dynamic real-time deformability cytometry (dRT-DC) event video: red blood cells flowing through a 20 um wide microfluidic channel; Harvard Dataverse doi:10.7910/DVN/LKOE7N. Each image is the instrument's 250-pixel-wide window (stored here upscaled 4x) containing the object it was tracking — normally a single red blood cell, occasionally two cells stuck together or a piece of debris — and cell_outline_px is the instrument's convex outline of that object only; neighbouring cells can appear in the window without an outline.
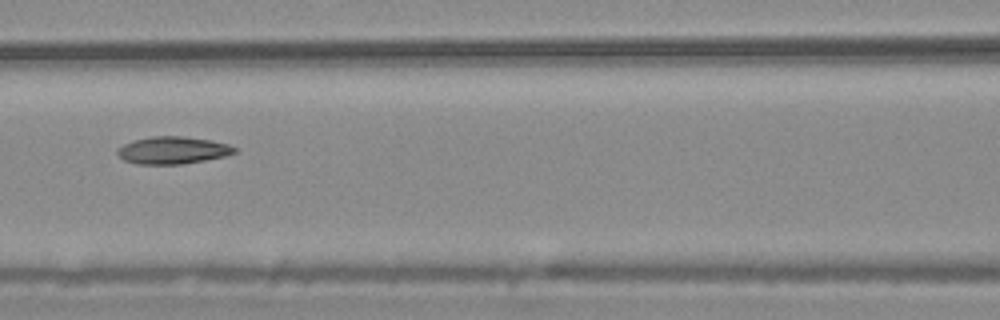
{"species": "common noctule bat (a hibernating species)", "species_latin": "Nyctalus noctula", "temperature_condition": "warm", "stored_images_in_passage": 8, "camera_frame_rate_fps": 3000, "um_per_image_px": 0.085, "animal": {"sex": "male", "body_mass_g": 20.4}, "frame": {"image": 1, "passage_image": 7, "time_ms": 2.0, "image_size_px": [1000, 320], "cell_outline_px": [[236, 152], [224, 156], [204, 160], [180, 164], [136, 164], [124, 160], [116, 152], [124, 144], [136, 140], [152, 136], [184, 136], [212, 140], [228, 144], [236, 148]], "centroid_in_image_um": [14.7, 12.77], "position_along_channel_um": 151.9, "area_um2": 18.44}}
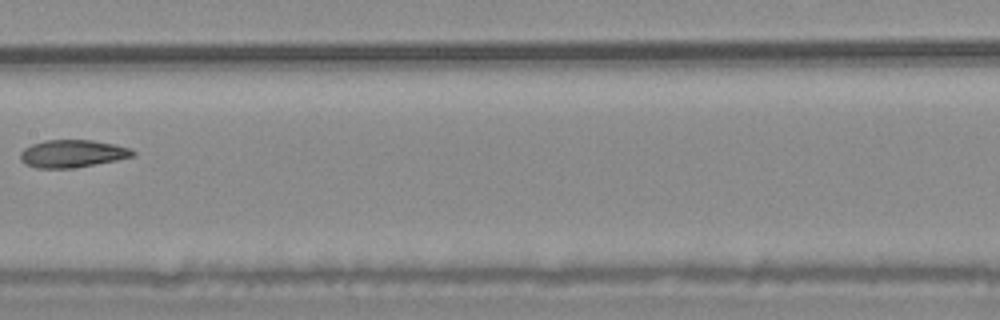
{"frame": {"image": 2, "passage_image": 8, "time_ms": 2.333, "image_size_px": [1000, 320], "cell_outline_px": [[136, 156], [116, 160], [72, 168], [36, 168], [24, 164], [20, 160], [20, 152], [24, 148], [32, 144], [44, 140], [92, 140], [132, 148], [136, 152]], "centroid_in_image_um": [6.14, 13.06], "position_along_channel_um": 201.3, "area_um2": 18.15}}